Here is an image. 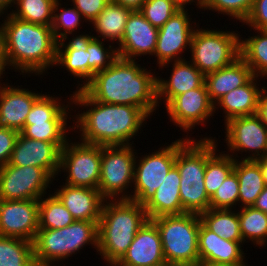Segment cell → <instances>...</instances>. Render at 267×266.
<instances>
[{
	"label": "cell",
	"instance_id": "30bf717a",
	"mask_svg": "<svg viewBox=\"0 0 267 266\" xmlns=\"http://www.w3.org/2000/svg\"><path fill=\"white\" fill-rule=\"evenodd\" d=\"M101 145L68 141L61 150L58 172H67L65 184L98 189Z\"/></svg>",
	"mask_w": 267,
	"mask_h": 266
},
{
	"label": "cell",
	"instance_id": "8992f818",
	"mask_svg": "<svg viewBox=\"0 0 267 266\" xmlns=\"http://www.w3.org/2000/svg\"><path fill=\"white\" fill-rule=\"evenodd\" d=\"M88 244L98 250V222L75 220L60 229H38L33 240L34 261L36 266L63 262Z\"/></svg>",
	"mask_w": 267,
	"mask_h": 266
},
{
	"label": "cell",
	"instance_id": "b9f144b4",
	"mask_svg": "<svg viewBox=\"0 0 267 266\" xmlns=\"http://www.w3.org/2000/svg\"><path fill=\"white\" fill-rule=\"evenodd\" d=\"M239 181L233 170L210 198L211 209H232L238 204ZM237 203V204H236Z\"/></svg>",
	"mask_w": 267,
	"mask_h": 266
},
{
	"label": "cell",
	"instance_id": "9f6ffc18",
	"mask_svg": "<svg viewBox=\"0 0 267 266\" xmlns=\"http://www.w3.org/2000/svg\"><path fill=\"white\" fill-rule=\"evenodd\" d=\"M205 266H248L245 263L243 264H221V263H214V262H205Z\"/></svg>",
	"mask_w": 267,
	"mask_h": 266
},
{
	"label": "cell",
	"instance_id": "e0dca14e",
	"mask_svg": "<svg viewBox=\"0 0 267 266\" xmlns=\"http://www.w3.org/2000/svg\"><path fill=\"white\" fill-rule=\"evenodd\" d=\"M64 145L32 140L20 133L8 164L40 167L55 179L59 173L60 155Z\"/></svg>",
	"mask_w": 267,
	"mask_h": 266
},
{
	"label": "cell",
	"instance_id": "f35d334b",
	"mask_svg": "<svg viewBox=\"0 0 267 266\" xmlns=\"http://www.w3.org/2000/svg\"><path fill=\"white\" fill-rule=\"evenodd\" d=\"M67 121L32 122V125H24L20 132L26 138L52 142L53 144H66Z\"/></svg>",
	"mask_w": 267,
	"mask_h": 266
},
{
	"label": "cell",
	"instance_id": "f5cc1de1",
	"mask_svg": "<svg viewBox=\"0 0 267 266\" xmlns=\"http://www.w3.org/2000/svg\"><path fill=\"white\" fill-rule=\"evenodd\" d=\"M182 8H185L187 4L196 3L198 8L204 9L206 0H175ZM186 5V6H185Z\"/></svg>",
	"mask_w": 267,
	"mask_h": 266
},
{
	"label": "cell",
	"instance_id": "7402d4cb",
	"mask_svg": "<svg viewBox=\"0 0 267 266\" xmlns=\"http://www.w3.org/2000/svg\"><path fill=\"white\" fill-rule=\"evenodd\" d=\"M191 63V64H190ZM171 76L164 80L157 77V100L164 99L167 105L174 97L186 91L201 87L205 83V75L190 61H174Z\"/></svg>",
	"mask_w": 267,
	"mask_h": 266
},
{
	"label": "cell",
	"instance_id": "ffe728a7",
	"mask_svg": "<svg viewBox=\"0 0 267 266\" xmlns=\"http://www.w3.org/2000/svg\"><path fill=\"white\" fill-rule=\"evenodd\" d=\"M4 85V86H3ZM0 86V128L21 132L26 117L34 102L42 95L29 89L11 86L3 82Z\"/></svg>",
	"mask_w": 267,
	"mask_h": 266
},
{
	"label": "cell",
	"instance_id": "f546056e",
	"mask_svg": "<svg viewBox=\"0 0 267 266\" xmlns=\"http://www.w3.org/2000/svg\"><path fill=\"white\" fill-rule=\"evenodd\" d=\"M131 10L113 3L111 0L104 7L102 12L91 22L94 25V30L99 34L101 40L109 39L107 41H117L120 44L125 29L126 22Z\"/></svg>",
	"mask_w": 267,
	"mask_h": 266
},
{
	"label": "cell",
	"instance_id": "6da1fadb",
	"mask_svg": "<svg viewBox=\"0 0 267 266\" xmlns=\"http://www.w3.org/2000/svg\"><path fill=\"white\" fill-rule=\"evenodd\" d=\"M70 100L72 105L74 103L77 107L79 105L89 109L81 114L78 111V115H74L76 126L71 128L79 129L80 141L87 144L130 145V140L139 133L149 117L141 108L135 106L94 101L83 89L75 90Z\"/></svg>",
	"mask_w": 267,
	"mask_h": 266
},
{
	"label": "cell",
	"instance_id": "4316f807",
	"mask_svg": "<svg viewBox=\"0 0 267 266\" xmlns=\"http://www.w3.org/2000/svg\"><path fill=\"white\" fill-rule=\"evenodd\" d=\"M217 143L214 139L206 138V169L204 186L208 196L211 198L217 189L222 185L228 175L234 170L236 155L218 154ZM217 150V151H216ZM224 153V154H222ZM235 156V157H234Z\"/></svg>",
	"mask_w": 267,
	"mask_h": 266
},
{
	"label": "cell",
	"instance_id": "7dc6e473",
	"mask_svg": "<svg viewBox=\"0 0 267 266\" xmlns=\"http://www.w3.org/2000/svg\"><path fill=\"white\" fill-rule=\"evenodd\" d=\"M267 87L263 88L259 100H258V106H257V112L256 115L260 118L262 123L267 127Z\"/></svg>",
	"mask_w": 267,
	"mask_h": 266
},
{
	"label": "cell",
	"instance_id": "f1b7e54d",
	"mask_svg": "<svg viewBox=\"0 0 267 266\" xmlns=\"http://www.w3.org/2000/svg\"><path fill=\"white\" fill-rule=\"evenodd\" d=\"M234 171L239 181L240 208L252 206L265 187L260 165L255 160L235 159Z\"/></svg>",
	"mask_w": 267,
	"mask_h": 266
},
{
	"label": "cell",
	"instance_id": "4dcf8cb0",
	"mask_svg": "<svg viewBox=\"0 0 267 266\" xmlns=\"http://www.w3.org/2000/svg\"><path fill=\"white\" fill-rule=\"evenodd\" d=\"M233 209H211L199 214L201 223L220 238L243 242L239 226L238 212Z\"/></svg>",
	"mask_w": 267,
	"mask_h": 266
},
{
	"label": "cell",
	"instance_id": "603a6c76",
	"mask_svg": "<svg viewBox=\"0 0 267 266\" xmlns=\"http://www.w3.org/2000/svg\"><path fill=\"white\" fill-rule=\"evenodd\" d=\"M198 240L199 260L201 261L221 264L245 263L244 251L241 249L244 242H234L220 238L202 223H200Z\"/></svg>",
	"mask_w": 267,
	"mask_h": 266
},
{
	"label": "cell",
	"instance_id": "7bdbcfd3",
	"mask_svg": "<svg viewBox=\"0 0 267 266\" xmlns=\"http://www.w3.org/2000/svg\"><path fill=\"white\" fill-rule=\"evenodd\" d=\"M254 0H206L204 11L212 10L237 19L241 23L248 17Z\"/></svg>",
	"mask_w": 267,
	"mask_h": 266
},
{
	"label": "cell",
	"instance_id": "484cf974",
	"mask_svg": "<svg viewBox=\"0 0 267 266\" xmlns=\"http://www.w3.org/2000/svg\"><path fill=\"white\" fill-rule=\"evenodd\" d=\"M259 77L253 76L245 85H242L224 96H222L215 104L219 106L224 112V123L228 120L241 117L254 115L257 112L258 100L264 87L257 86ZM255 81V82H254Z\"/></svg>",
	"mask_w": 267,
	"mask_h": 266
},
{
	"label": "cell",
	"instance_id": "7a4b0ae2",
	"mask_svg": "<svg viewBox=\"0 0 267 266\" xmlns=\"http://www.w3.org/2000/svg\"><path fill=\"white\" fill-rule=\"evenodd\" d=\"M83 90L94 101L135 106L148 116L159 107L157 77L136 60L118 57L111 66L95 73Z\"/></svg>",
	"mask_w": 267,
	"mask_h": 266
},
{
	"label": "cell",
	"instance_id": "c3c4849f",
	"mask_svg": "<svg viewBox=\"0 0 267 266\" xmlns=\"http://www.w3.org/2000/svg\"><path fill=\"white\" fill-rule=\"evenodd\" d=\"M252 206L267 214V186L264 187L263 191L257 197L255 203Z\"/></svg>",
	"mask_w": 267,
	"mask_h": 266
},
{
	"label": "cell",
	"instance_id": "8fae6325",
	"mask_svg": "<svg viewBox=\"0 0 267 266\" xmlns=\"http://www.w3.org/2000/svg\"><path fill=\"white\" fill-rule=\"evenodd\" d=\"M175 160L176 140L140 160L135 159L131 200L144 206L165 180L167 173L175 165Z\"/></svg>",
	"mask_w": 267,
	"mask_h": 266
},
{
	"label": "cell",
	"instance_id": "ba28073f",
	"mask_svg": "<svg viewBox=\"0 0 267 266\" xmlns=\"http://www.w3.org/2000/svg\"><path fill=\"white\" fill-rule=\"evenodd\" d=\"M240 34L195 28L190 45L191 60L204 75L231 64L240 56Z\"/></svg>",
	"mask_w": 267,
	"mask_h": 266
},
{
	"label": "cell",
	"instance_id": "680465c9",
	"mask_svg": "<svg viewBox=\"0 0 267 266\" xmlns=\"http://www.w3.org/2000/svg\"><path fill=\"white\" fill-rule=\"evenodd\" d=\"M42 266H52V264H45V265H42ZM53 266H55V265H53Z\"/></svg>",
	"mask_w": 267,
	"mask_h": 266
},
{
	"label": "cell",
	"instance_id": "5b68a950",
	"mask_svg": "<svg viewBox=\"0 0 267 266\" xmlns=\"http://www.w3.org/2000/svg\"><path fill=\"white\" fill-rule=\"evenodd\" d=\"M206 138L176 140L175 167L180 175V200L183 213L200 214L210 208V197L204 186Z\"/></svg>",
	"mask_w": 267,
	"mask_h": 266
},
{
	"label": "cell",
	"instance_id": "60d3db41",
	"mask_svg": "<svg viewBox=\"0 0 267 266\" xmlns=\"http://www.w3.org/2000/svg\"><path fill=\"white\" fill-rule=\"evenodd\" d=\"M181 8L175 0H146L139 11L155 28L160 29Z\"/></svg>",
	"mask_w": 267,
	"mask_h": 266
},
{
	"label": "cell",
	"instance_id": "44dd1931",
	"mask_svg": "<svg viewBox=\"0 0 267 266\" xmlns=\"http://www.w3.org/2000/svg\"><path fill=\"white\" fill-rule=\"evenodd\" d=\"M54 194L67 208L74 220L99 222L105 199L98 189L64 185L63 183Z\"/></svg>",
	"mask_w": 267,
	"mask_h": 266
},
{
	"label": "cell",
	"instance_id": "816d5d0a",
	"mask_svg": "<svg viewBox=\"0 0 267 266\" xmlns=\"http://www.w3.org/2000/svg\"><path fill=\"white\" fill-rule=\"evenodd\" d=\"M255 161L260 165L264 184H265V186H267V156L260 158V159H257Z\"/></svg>",
	"mask_w": 267,
	"mask_h": 266
},
{
	"label": "cell",
	"instance_id": "52a82bcc",
	"mask_svg": "<svg viewBox=\"0 0 267 266\" xmlns=\"http://www.w3.org/2000/svg\"><path fill=\"white\" fill-rule=\"evenodd\" d=\"M151 220L159 230L167 264L199 260V214L164 215Z\"/></svg>",
	"mask_w": 267,
	"mask_h": 266
},
{
	"label": "cell",
	"instance_id": "d6986e66",
	"mask_svg": "<svg viewBox=\"0 0 267 266\" xmlns=\"http://www.w3.org/2000/svg\"><path fill=\"white\" fill-rule=\"evenodd\" d=\"M156 224L148 219L139 229L126 254L115 266H159L165 264Z\"/></svg>",
	"mask_w": 267,
	"mask_h": 266
},
{
	"label": "cell",
	"instance_id": "d6a6232c",
	"mask_svg": "<svg viewBox=\"0 0 267 266\" xmlns=\"http://www.w3.org/2000/svg\"><path fill=\"white\" fill-rule=\"evenodd\" d=\"M0 266H36L33 242L0 235Z\"/></svg>",
	"mask_w": 267,
	"mask_h": 266
},
{
	"label": "cell",
	"instance_id": "836d02e7",
	"mask_svg": "<svg viewBox=\"0 0 267 266\" xmlns=\"http://www.w3.org/2000/svg\"><path fill=\"white\" fill-rule=\"evenodd\" d=\"M73 38H77L88 51L89 82L95 73L105 70L118 58L117 48L111 45H109V48L104 47L103 40L91 36V33L90 35L86 33L85 35H76Z\"/></svg>",
	"mask_w": 267,
	"mask_h": 266
},
{
	"label": "cell",
	"instance_id": "e575fe53",
	"mask_svg": "<svg viewBox=\"0 0 267 266\" xmlns=\"http://www.w3.org/2000/svg\"><path fill=\"white\" fill-rule=\"evenodd\" d=\"M240 210L238 218L243 242L249 239L256 246H266L267 214L253 206L242 207Z\"/></svg>",
	"mask_w": 267,
	"mask_h": 266
},
{
	"label": "cell",
	"instance_id": "74e56055",
	"mask_svg": "<svg viewBox=\"0 0 267 266\" xmlns=\"http://www.w3.org/2000/svg\"><path fill=\"white\" fill-rule=\"evenodd\" d=\"M56 0H17L16 10L10 12L21 20L51 26L53 21V8Z\"/></svg>",
	"mask_w": 267,
	"mask_h": 266
},
{
	"label": "cell",
	"instance_id": "2e32d148",
	"mask_svg": "<svg viewBox=\"0 0 267 266\" xmlns=\"http://www.w3.org/2000/svg\"><path fill=\"white\" fill-rule=\"evenodd\" d=\"M39 229V200H1L0 235L33 242Z\"/></svg>",
	"mask_w": 267,
	"mask_h": 266
},
{
	"label": "cell",
	"instance_id": "d590c367",
	"mask_svg": "<svg viewBox=\"0 0 267 266\" xmlns=\"http://www.w3.org/2000/svg\"><path fill=\"white\" fill-rule=\"evenodd\" d=\"M48 196L39 199V229H60L72 224L75 220L59 198L54 193Z\"/></svg>",
	"mask_w": 267,
	"mask_h": 266
},
{
	"label": "cell",
	"instance_id": "681fc988",
	"mask_svg": "<svg viewBox=\"0 0 267 266\" xmlns=\"http://www.w3.org/2000/svg\"><path fill=\"white\" fill-rule=\"evenodd\" d=\"M113 3L128 7L131 10H140L146 0H111Z\"/></svg>",
	"mask_w": 267,
	"mask_h": 266
},
{
	"label": "cell",
	"instance_id": "cb8c5ba5",
	"mask_svg": "<svg viewBox=\"0 0 267 266\" xmlns=\"http://www.w3.org/2000/svg\"><path fill=\"white\" fill-rule=\"evenodd\" d=\"M253 76L252 70L240 56L224 68L205 74L210 100L215 104L228 92L245 85Z\"/></svg>",
	"mask_w": 267,
	"mask_h": 266
},
{
	"label": "cell",
	"instance_id": "8d00e7d4",
	"mask_svg": "<svg viewBox=\"0 0 267 266\" xmlns=\"http://www.w3.org/2000/svg\"><path fill=\"white\" fill-rule=\"evenodd\" d=\"M68 106H71L68 101L67 105L61 104L57 97L42 94L32 105L25 125H32V122L67 121L68 111H71Z\"/></svg>",
	"mask_w": 267,
	"mask_h": 266
},
{
	"label": "cell",
	"instance_id": "d4e9b609",
	"mask_svg": "<svg viewBox=\"0 0 267 266\" xmlns=\"http://www.w3.org/2000/svg\"><path fill=\"white\" fill-rule=\"evenodd\" d=\"M179 187L180 175L178 169L173 166L167 173L165 180L156 189L155 194L144 205L148 219L182 214Z\"/></svg>",
	"mask_w": 267,
	"mask_h": 266
},
{
	"label": "cell",
	"instance_id": "5bb4252c",
	"mask_svg": "<svg viewBox=\"0 0 267 266\" xmlns=\"http://www.w3.org/2000/svg\"><path fill=\"white\" fill-rule=\"evenodd\" d=\"M186 10L188 11L187 8H181L158 31L154 55L157 57L159 69L172 64L170 63L172 61L185 59V57L182 59L180 54L184 53L186 47L190 48L191 38L196 27L191 25L193 23Z\"/></svg>",
	"mask_w": 267,
	"mask_h": 266
},
{
	"label": "cell",
	"instance_id": "4fadbf2b",
	"mask_svg": "<svg viewBox=\"0 0 267 266\" xmlns=\"http://www.w3.org/2000/svg\"><path fill=\"white\" fill-rule=\"evenodd\" d=\"M225 141L229 152H252L243 160H257L267 156V127L254 114L235 117L225 124Z\"/></svg>",
	"mask_w": 267,
	"mask_h": 266
},
{
	"label": "cell",
	"instance_id": "ab89813d",
	"mask_svg": "<svg viewBox=\"0 0 267 266\" xmlns=\"http://www.w3.org/2000/svg\"><path fill=\"white\" fill-rule=\"evenodd\" d=\"M59 2V0H56L54 4L53 21L51 25V29L57 41L63 39L68 40V34L76 32V29L79 28L80 22L83 19L81 13L74 6L72 8H61V3ZM60 9L62 11L59 13L58 11Z\"/></svg>",
	"mask_w": 267,
	"mask_h": 266
},
{
	"label": "cell",
	"instance_id": "11a10c76",
	"mask_svg": "<svg viewBox=\"0 0 267 266\" xmlns=\"http://www.w3.org/2000/svg\"><path fill=\"white\" fill-rule=\"evenodd\" d=\"M170 266H205V262L201 260L192 261V262H177L171 264Z\"/></svg>",
	"mask_w": 267,
	"mask_h": 266
},
{
	"label": "cell",
	"instance_id": "7c38bea8",
	"mask_svg": "<svg viewBox=\"0 0 267 266\" xmlns=\"http://www.w3.org/2000/svg\"><path fill=\"white\" fill-rule=\"evenodd\" d=\"M52 181V177L40 167L6 164L0 167V199L39 200Z\"/></svg>",
	"mask_w": 267,
	"mask_h": 266
},
{
	"label": "cell",
	"instance_id": "f6af8a7d",
	"mask_svg": "<svg viewBox=\"0 0 267 266\" xmlns=\"http://www.w3.org/2000/svg\"><path fill=\"white\" fill-rule=\"evenodd\" d=\"M19 134L14 129L0 128V167L9 163Z\"/></svg>",
	"mask_w": 267,
	"mask_h": 266
},
{
	"label": "cell",
	"instance_id": "ac0fdd59",
	"mask_svg": "<svg viewBox=\"0 0 267 266\" xmlns=\"http://www.w3.org/2000/svg\"><path fill=\"white\" fill-rule=\"evenodd\" d=\"M158 31L139 10L132 11L117 47L118 57L136 60L141 55L154 56Z\"/></svg>",
	"mask_w": 267,
	"mask_h": 266
},
{
	"label": "cell",
	"instance_id": "1f68e13d",
	"mask_svg": "<svg viewBox=\"0 0 267 266\" xmlns=\"http://www.w3.org/2000/svg\"><path fill=\"white\" fill-rule=\"evenodd\" d=\"M257 36L239 40L240 57L256 77H267V31L258 30Z\"/></svg>",
	"mask_w": 267,
	"mask_h": 266
},
{
	"label": "cell",
	"instance_id": "83f0119b",
	"mask_svg": "<svg viewBox=\"0 0 267 266\" xmlns=\"http://www.w3.org/2000/svg\"><path fill=\"white\" fill-rule=\"evenodd\" d=\"M71 39L68 44L65 42L66 39L58 41L55 65L65 67L70 75L80 80L84 79V84L79 83L77 87L78 90H82L89 83L88 51L77 38Z\"/></svg>",
	"mask_w": 267,
	"mask_h": 266
},
{
	"label": "cell",
	"instance_id": "6f0895ef",
	"mask_svg": "<svg viewBox=\"0 0 267 266\" xmlns=\"http://www.w3.org/2000/svg\"><path fill=\"white\" fill-rule=\"evenodd\" d=\"M159 266H170V265L165 263V264H162V265H159Z\"/></svg>",
	"mask_w": 267,
	"mask_h": 266
},
{
	"label": "cell",
	"instance_id": "3957f363",
	"mask_svg": "<svg viewBox=\"0 0 267 266\" xmlns=\"http://www.w3.org/2000/svg\"><path fill=\"white\" fill-rule=\"evenodd\" d=\"M0 25L7 65L22 73L43 75L55 66L57 43L51 26L35 24L7 13Z\"/></svg>",
	"mask_w": 267,
	"mask_h": 266
},
{
	"label": "cell",
	"instance_id": "db71d44e",
	"mask_svg": "<svg viewBox=\"0 0 267 266\" xmlns=\"http://www.w3.org/2000/svg\"><path fill=\"white\" fill-rule=\"evenodd\" d=\"M13 4L15 5V0H0V15H3Z\"/></svg>",
	"mask_w": 267,
	"mask_h": 266
},
{
	"label": "cell",
	"instance_id": "9c48e42d",
	"mask_svg": "<svg viewBox=\"0 0 267 266\" xmlns=\"http://www.w3.org/2000/svg\"><path fill=\"white\" fill-rule=\"evenodd\" d=\"M136 154L132 144L101 146L98 190L105 200H131L127 190L133 186Z\"/></svg>",
	"mask_w": 267,
	"mask_h": 266
},
{
	"label": "cell",
	"instance_id": "ee69618b",
	"mask_svg": "<svg viewBox=\"0 0 267 266\" xmlns=\"http://www.w3.org/2000/svg\"><path fill=\"white\" fill-rule=\"evenodd\" d=\"M243 23L255 29L254 31H267V0H254L252 9Z\"/></svg>",
	"mask_w": 267,
	"mask_h": 266
},
{
	"label": "cell",
	"instance_id": "9a60e30c",
	"mask_svg": "<svg viewBox=\"0 0 267 266\" xmlns=\"http://www.w3.org/2000/svg\"><path fill=\"white\" fill-rule=\"evenodd\" d=\"M166 111L170 121L187 132L195 129V125L206 124L204 122L214 116L215 106L210 100L205 83L198 88L186 91L174 97L167 105Z\"/></svg>",
	"mask_w": 267,
	"mask_h": 266
},
{
	"label": "cell",
	"instance_id": "277c9868",
	"mask_svg": "<svg viewBox=\"0 0 267 266\" xmlns=\"http://www.w3.org/2000/svg\"><path fill=\"white\" fill-rule=\"evenodd\" d=\"M104 203L98 222L97 252L108 263L106 265L115 266L148 216L143 205L130 199L105 200Z\"/></svg>",
	"mask_w": 267,
	"mask_h": 266
},
{
	"label": "cell",
	"instance_id": "f907efd6",
	"mask_svg": "<svg viewBox=\"0 0 267 266\" xmlns=\"http://www.w3.org/2000/svg\"><path fill=\"white\" fill-rule=\"evenodd\" d=\"M7 63H6V59H5V53H4V43H3V34H2V30L0 27V79L2 78L1 75H3V73L5 74V70L7 67ZM2 83L0 82V85Z\"/></svg>",
	"mask_w": 267,
	"mask_h": 266
},
{
	"label": "cell",
	"instance_id": "bcb514c9",
	"mask_svg": "<svg viewBox=\"0 0 267 266\" xmlns=\"http://www.w3.org/2000/svg\"><path fill=\"white\" fill-rule=\"evenodd\" d=\"M110 0H72L74 7L81 13L83 20L92 22Z\"/></svg>",
	"mask_w": 267,
	"mask_h": 266
}]
</instances>
